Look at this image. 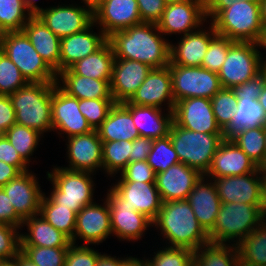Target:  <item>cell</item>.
<instances>
[{
  "mask_svg": "<svg viewBox=\"0 0 266 266\" xmlns=\"http://www.w3.org/2000/svg\"><path fill=\"white\" fill-rule=\"evenodd\" d=\"M185 1H191V0H164L166 4L170 3H179V2H185Z\"/></svg>",
  "mask_w": 266,
  "mask_h": 266,
  "instance_id": "72",
  "label": "cell"
},
{
  "mask_svg": "<svg viewBox=\"0 0 266 266\" xmlns=\"http://www.w3.org/2000/svg\"><path fill=\"white\" fill-rule=\"evenodd\" d=\"M211 104L215 120L223 131L235 115L237 97L232 89L222 88L211 98Z\"/></svg>",
  "mask_w": 266,
  "mask_h": 266,
  "instance_id": "45",
  "label": "cell"
},
{
  "mask_svg": "<svg viewBox=\"0 0 266 266\" xmlns=\"http://www.w3.org/2000/svg\"><path fill=\"white\" fill-rule=\"evenodd\" d=\"M20 173L15 166L0 161V188L16 178Z\"/></svg>",
  "mask_w": 266,
  "mask_h": 266,
  "instance_id": "60",
  "label": "cell"
},
{
  "mask_svg": "<svg viewBox=\"0 0 266 266\" xmlns=\"http://www.w3.org/2000/svg\"><path fill=\"white\" fill-rule=\"evenodd\" d=\"M112 234L119 241L137 242L142 240L147 231L153 228L152 221L144 214L127 205L111 187L106 190ZM150 227V228H149Z\"/></svg>",
  "mask_w": 266,
  "mask_h": 266,
  "instance_id": "11",
  "label": "cell"
},
{
  "mask_svg": "<svg viewBox=\"0 0 266 266\" xmlns=\"http://www.w3.org/2000/svg\"><path fill=\"white\" fill-rule=\"evenodd\" d=\"M154 139L139 136L132 141L130 162L145 161L152 149Z\"/></svg>",
  "mask_w": 266,
  "mask_h": 266,
  "instance_id": "58",
  "label": "cell"
},
{
  "mask_svg": "<svg viewBox=\"0 0 266 266\" xmlns=\"http://www.w3.org/2000/svg\"><path fill=\"white\" fill-rule=\"evenodd\" d=\"M0 50L19 68L28 82L57 81V74L36 52L22 31L4 33Z\"/></svg>",
  "mask_w": 266,
  "mask_h": 266,
  "instance_id": "9",
  "label": "cell"
},
{
  "mask_svg": "<svg viewBox=\"0 0 266 266\" xmlns=\"http://www.w3.org/2000/svg\"><path fill=\"white\" fill-rule=\"evenodd\" d=\"M111 187L127 205L144 214L152 222L157 218L163 201L155 183L115 181Z\"/></svg>",
  "mask_w": 266,
  "mask_h": 266,
  "instance_id": "26",
  "label": "cell"
},
{
  "mask_svg": "<svg viewBox=\"0 0 266 266\" xmlns=\"http://www.w3.org/2000/svg\"><path fill=\"white\" fill-rule=\"evenodd\" d=\"M264 58V70L266 71V55H263Z\"/></svg>",
  "mask_w": 266,
  "mask_h": 266,
  "instance_id": "75",
  "label": "cell"
},
{
  "mask_svg": "<svg viewBox=\"0 0 266 266\" xmlns=\"http://www.w3.org/2000/svg\"><path fill=\"white\" fill-rule=\"evenodd\" d=\"M58 2L45 7L37 15L43 23L60 39L88 28L94 22L93 9L80 2ZM61 3V4H60Z\"/></svg>",
  "mask_w": 266,
  "mask_h": 266,
  "instance_id": "12",
  "label": "cell"
},
{
  "mask_svg": "<svg viewBox=\"0 0 266 266\" xmlns=\"http://www.w3.org/2000/svg\"><path fill=\"white\" fill-rule=\"evenodd\" d=\"M50 171V172H49ZM46 172L52 184L46 193L56 204L78 213L84 206L95 202V174L87 171H72L54 166Z\"/></svg>",
  "mask_w": 266,
  "mask_h": 266,
  "instance_id": "6",
  "label": "cell"
},
{
  "mask_svg": "<svg viewBox=\"0 0 266 266\" xmlns=\"http://www.w3.org/2000/svg\"><path fill=\"white\" fill-rule=\"evenodd\" d=\"M97 131L102 142L133 141L140 136L132 114L121 103L114 104Z\"/></svg>",
  "mask_w": 266,
  "mask_h": 266,
  "instance_id": "33",
  "label": "cell"
},
{
  "mask_svg": "<svg viewBox=\"0 0 266 266\" xmlns=\"http://www.w3.org/2000/svg\"><path fill=\"white\" fill-rule=\"evenodd\" d=\"M213 181L221 202L266 206L265 187L258 168L246 175L219 177Z\"/></svg>",
  "mask_w": 266,
  "mask_h": 266,
  "instance_id": "17",
  "label": "cell"
},
{
  "mask_svg": "<svg viewBox=\"0 0 266 266\" xmlns=\"http://www.w3.org/2000/svg\"><path fill=\"white\" fill-rule=\"evenodd\" d=\"M20 228L0 224V261L15 258L21 250Z\"/></svg>",
  "mask_w": 266,
  "mask_h": 266,
  "instance_id": "50",
  "label": "cell"
},
{
  "mask_svg": "<svg viewBox=\"0 0 266 266\" xmlns=\"http://www.w3.org/2000/svg\"><path fill=\"white\" fill-rule=\"evenodd\" d=\"M136 255L129 256L123 263V266H146V257L144 254V257L138 258Z\"/></svg>",
  "mask_w": 266,
  "mask_h": 266,
  "instance_id": "63",
  "label": "cell"
},
{
  "mask_svg": "<svg viewBox=\"0 0 266 266\" xmlns=\"http://www.w3.org/2000/svg\"><path fill=\"white\" fill-rule=\"evenodd\" d=\"M97 27V28H96ZM97 29L96 32L93 29ZM108 37L93 22L88 28L60 40L59 72L99 50Z\"/></svg>",
  "mask_w": 266,
  "mask_h": 266,
  "instance_id": "24",
  "label": "cell"
},
{
  "mask_svg": "<svg viewBox=\"0 0 266 266\" xmlns=\"http://www.w3.org/2000/svg\"><path fill=\"white\" fill-rule=\"evenodd\" d=\"M99 252L93 246L71 244L68 247L64 266H96Z\"/></svg>",
  "mask_w": 266,
  "mask_h": 266,
  "instance_id": "52",
  "label": "cell"
},
{
  "mask_svg": "<svg viewBox=\"0 0 266 266\" xmlns=\"http://www.w3.org/2000/svg\"><path fill=\"white\" fill-rule=\"evenodd\" d=\"M261 179L263 180V183H266V158L265 160L258 166Z\"/></svg>",
  "mask_w": 266,
  "mask_h": 266,
  "instance_id": "67",
  "label": "cell"
},
{
  "mask_svg": "<svg viewBox=\"0 0 266 266\" xmlns=\"http://www.w3.org/2000/svg\"><path fill=\"white\" fill-rule=\"evenodd\" d=\"M264 187H265L264 192H265V205H266V183H264Z\"/></svg>",
  "mask_w": 266,
  "mask_h": 266,
  "instance_id": "76",
  "label": "cell"
},
{
  "mask_svg": "<svg viewBox=\"0 0 266 266\" xmlns=\"http://www.w3.org/2000/svg\"><path fill=\"white\" fill-rule=\"evenodd\" d=\"M155 178L156 173L147 163V160H145L128 163L127 166L118 174V176H113L111 179H113V181L115 179V181H140L143 183H155Z\"/></svg>",
  "mask_w": 266,
  "mask_h": 266,
  "instance_id": "51",
  "label": "cell"
},
{
  "mask_svg": "<svg viewBox=\"0 0 266 266\" xmlns=\"http://www.w3.org/2000/svg\"><path fill=\"white\" fill-rule=\"evenodd\" d=\"M151 70L148 64L115 58L110 82V91L115 103L129 101Z\"/></svg>",
  "mask_w": 266,
  "mask_h": 266,
  "instance_id": "25",
  "label": "cell"
},
{
  "mask_svg": "<svg viewBox=\"0 0 266 266\" xmlns=\"http://www.w3.org/2000/svg\"><path fill=\"white\" fill-rule=\"evenodd\" d=\"M39 214L70 239L74 237L77 213L56 204L45 192L41 198Z\"/></svg>",
  "mask_w": 266,
  "mask_h": 266,
  "instance_id": "37",
  "label": "cell"
},
{
  "mask_svg": "<svg viewBox=\"0 0 266 266\" xmlns=\"http://www.w3.org/2000/svg\"><path fill=\"white\" fill-rule=\"evenodd\" d=\"M157 249L150 254V257H146L150 266H193V250L165 245L162 247L160 245Z\"/></svg>",
  "mask_w": 266,
  "mask_h": 266,
  "instance_id": "44",
  "label": "cell"
},
{
  "mask_svg": "<svg viewBox=\"0 0 266 266\" xmlns=\"http://www.w3.org/2000/svg\"><path fill=\"white\" fill-rule=\"evenodd\" d=\"M132 141L102 142L103 174L112 178L130 163Z\"/></svg>",
  "mask_w": 266,
  "mask_h": 266,
  "instance_id": "39",
  "label": "cell"
},
{
  "mask_svg": "<svg viewBox=\"0 0 266 266\" xmlns=\"http://www.w3.org/2000/svg\"><path fill=\"white\" fill-rule=\"evenodd\" d=\"M122 255H120V257L115 256L112 254H108V253H102L97 260L96 266H123L124 261L129 257L128 254L127 256L125 255V257H121Z\"/></svg>",
  "mask_w": 266,
  "mask_h": 266,
  "instance_id": "61",
  "label": "cell"
},
{
  "mask_svg": "<svg viewBox=\"0 0 266 266\" xmlns=\"http://www.w3.org/2000/svg\"><path fill=\"white\" fill-rule=\"evenodd\" d=\"M146 266H150L147 259H146Z\"/></svg>",
  "mask_w": 266,
  "mask_h": 266,
  "instance_id": "77",
  "label": "cell"
},
{
  "mask_svg": "<svg viewBox=\"0 0 266 266\" xmlns=\"http://www.w3.org/2000/svg\"><path fill=\"white\" fill-rule=\"evenodd\" d=\"M25 228L27 231L22 232ZM20 230L21 246L69 247L72 244L67 235L54 228L40 214L23 220Z\"/></svg>",
  "mask_w": 266,
  "mask_h": 266,
  "instance_id": "31",
  "label": "cell"
},
{
  "mask_svg": "<svg viewBox=\"0 0 266 266\" xmlns=\"http://www.w3.org/2000/svg\"><path fill=\"white\" fill-rule=\"evenodd\" d=\"M0 266H17L16 257L9 260H1Z\"/></svg>",
  "mask_w": 266,
  "mask_h": 266,
  "instance_id": "69",
  "label": "cell"
},
{
  "mask_svg": "<svg viewBox=\"0 0 266 266\" xmlns=\"http://www.w3.org/2000/svg\"><path fill=\"white\" fill-rule=\"evenodd\" d=\"M51 120L53 133L62 139L93 131L79 110V99L68 95L57 84L52 91Z\"/></svg>",
  "mask_w": 266,
  "mask_h": 266,
  "instance_id": "13",
  "label": "cell"
},
{
  "mask_svg": "<svg viewBox=\"0 0 266 266\" xmlns=\"http://www.w3.org/2000/svg\"><path fill=\"white\" fill-rule=\"evenodd\" d=\"M93 16L95 25L107 37L143 23L137 0H104L93 9Z\"/></svg>",
  "mask_w": 266,
  "mask_h": 266,
  "instance_id": "19",
  "label": "cell"
},
{
  "mask_svg": "<svg viewBox=\"0 0 266 266\" xmlns=\"http://www.w3.org/2000/svg\"><path fill=\"white\" fill-rule=\"evenodd\" d=\"M28 83L19 68L0 50V95H10Z\"/></svg>",
  "mask_w": 266,
  "mask_h": 266,
  "instance_id": "47",
  "label": "cell"
},
{
  "mask_svg": "<svg viewBox=\"0 0 266 266\" xmlns=\"http://www.w3.org/2000/svg\"><path fill=\"white\" fill-rule=\"evenodd\" d=\"M68 165L61 167L72 171L103 172L102 140L98 131L64 138ZM66 166V167H65Z\"/></svg>",
  "mask_w": 266,
  "mask_h": 266,
  "instance_id": "16",
  "label": "cell"
},
{
  "mask_svg": "<svg viewBox=\"0 0 266 266\" xmlns=\"http://www.w3.org/2000/svg\"><path fill=\"white\" fill-rule=\"evenodd\" d=\"M5 137L9 140L12 146H14L20 157L29 166L30 164H34V162L37 161L33 157V154L39 148V144H42L44 142L41 140L45 138L37 130L16 123L5 132ZM31 156L32 158H34V160L31 158Z\"/></svg>",
  "mask_w": 266,
  "mask_h": 266,
  "instance_id": "38",
  "label": "cell"
},
{
  "mask_svg": "<svg viewBox=\"0 0 266 266\" xmlns=\"http://www.w3.org/2000/svg\"><path fill=\"white\" fill-rule=\"evenodd\" d=\"M23 219L16 213L5 191L0 188V224H7L21 229Z\"/></svg>",
  "mask_w": 266,
  "mask_h": 266,
  "instance_id": "56",
  "label": "cell"
},
{
  "mask_svg": "<svg viewBox=\"0 0 266 266\" xmlns=\"http://www.w3.org/2000/svg\"><path fill=\"white\" fill-rule=\"evenodd\" d=\"M56 84V82H29L10 94L16 124L37 130L43 136L53 132L51 100Z\"/></svg>",
  "mask_w": 266,
  "mask_h": 266,
  "instance_id": "3",
  "label": "cell"
},
{
  "mask_svg": "<svg viewBox=\"0 0 266 266\" xmlns=\"http://www.w3.org/2000/svg\"><path fill=\"white\" fill-rule=\"evenodd\" d=\"M266 219V206L221 203L215 226L208 233L210 242L238 245Z\"/></svg>",
  "mask_w": 266,
  "mask_h": 266,
  "instance_id": "4",
  "label": "cell"
},
{
  "mask_svg": "<svg viewBox=\"0 0 266 266\" xmlns=\"http://www.w3.org/2000/svg\"><path fill=\"white\" fill-rule=\"evenodd\" d=\"M233 43L234 41L227 37L216 34L210 41L207 52L203 57L201 67L218 73L226 59L229 47Z\"/></svg>",
  "mask_w": 266,
  "mask_h": 266,
  "instance_id": "49",
  "label": "cell"
},
{
  "mask_svg": "<svg viewBox=\"0 0 266 266\" xmlns=\"http://www.w3.org/2000/svg\"><path fill=\"white\" fill-rule=\"evenodd\" d=\"M173 121L190 131L223 134L215 120L209 98L192 97L176 102Z\"/></svg>",
  "mask_w": 266,
  "mask_h": 266,
  "instance_id": "18",
  "label": "cell"
},
{
  "mask_svg": "<svg viewBox=\"0 0 266 266\" xmlns=\"http://www.w3.org/2000/svg\"><path fill=\"white\" fill-rule=\"evenodd\" d=\"M111 80H98L74 74L69 68L57 74V85L68 95L81 99H113Z\"/></svg>",
  "mask_w": 266,
  "mask_h": 266,
  "instance_id": "32",
  "label": "cell"
},
{
  "mask_svg": "<svg viewBox=\"0 0 266 266\" xmlns=\"http://www.w3.org/2000/svg\"><path fill=\"white\" fill-rule=\"evenodd\" d=\"M102 1H104V0H80V2L86 4L87 6L91 7L92 9L97 7Z\"/></svg>",
  "mask_w": 266,
  "mask_h": 266,
  "instance_id": "68",
  "label": "cell"
},
{
  "mask_svg": "<svg viewBox=\"0 0 266 266\" xmlns=\"http://www.w3.org/2000/svg\"><path fill=\"white\" fill-rule=\"evenodd\" d=\"M3 35H4V32L0 29V45H1V41L3 39Z\"/></svg>",
  "mask_w": 266,
  "mask_h": 266,
  "instance_id": "74",
  "label": "cell"
},
{
  "mask_svg": "<svg viewBox=\"0 0 266 266\" xmlns=\"http://www.w3.org/2000/svg\"><path fill=\"white\" fill-rule=\"evenodd\" d=\"M5 136V131L0 128V139Z\"/></svg>",
  "mask_w": 266,
  "mask_h": 266,
  "instance_id": "73",
  "label": "cell"
},
{
  "mask_svg": "<svg viewBox=\"0 0 266 266\" xmlns=\"http://www.w3.org/2000/svg\"><path fill=\"white\" fill-rule=\"evenodd\" d=\"M236 1L243 0H205V12L207 21H211L221 10L230 7ZM260 1V0H246Z\"/></svg>",
  "mask_w": 266,
  "mask_h": 266,
  "instance_id": "59",
  "label": "cell"
},
{
  "mask_svg": "<svg viewBox=\"0 0 266 266\" xmlns=\"http://www.w3.org/2000/svg\"><path fill=\"white\" fill-rule=\"evenodd\" d=\"M259 104L263 107L265 113H266V83L262 89L261 94L259 95L258 98Z\"/></svg>",
  "mask_w": 266,
  "mask_h": 266,
  "instance_id": "66",
  "label": "cell"
},
{
  "mask_svg": "<svg viewBox=\"0 0 266 266\" xmlns=\"http://www.w3.org/2000/svg\"><path fill=\"white\" fill-rule=\"evenodd\" d=\"M22 32L46 64L58 74L61 39L38 16H32L22 28Z\"/></svg>",
  "mask_w": 266,
  "mask_h": 266,
  "instance_id": "30",
  "label": "cell"
},
{
  "mask_svg": "<svg viewBox=\"0 0 266 266\" xmlns=\"http://www.w3.org/2000/svg\"><path fill=\"white\" fill-rule=\"evenodd\" d=\"M127 102L140 106H154L173 112L175 101L169 65L164 68H152L136 93Z\"/></svg>",
  "mask_w": 266,
  "mask_h": 266,
  "instance_id": "20",
  "label": "cell"
},
{
  "mask_svg": "<svg viewBox=\"0 0 266 266\" xmlns=\"http://www.w3.org/2000/svg\"><path fill=\"white\" fill-rule=\"evenodd\" d=\"M186 200L189 202L199 224L209 233L215 226L222 203L214 181L203 175L188 194Z\"/></svg>",
  "mask_w": 266,
  "mask_h": 266,
  "instance_id": "28",
  "label": "cell"
},
{
  "mask_svg": "<svg viewBox=\"0 0 266 266\" xmlns=\"http://www.w3.org/2000/svg\"><path fill=\"white\" fill-rule=\"evenodd\" d=\"M169 136L179 161L205 175L211 166L213 156L223 134H209L190 131L178 126L174 121Z\"/></svg>",
  "mask_w": 266,
  "mask_h": 266,
  "instance_id": "7",
  "label": "cell"
},
{
  "mask_svg": "<svg viewBox=\"0 0 266 266\" xmlns=\"http://www.w3.org/2000/svg\"><path fill=\"white\" fill-rule=\"evenodd\" d=\"M205 22V0H191L166 4L157 26L165 37H180L199 29Z\"/></svg>",
  "mask_w": 266,
  "mask_h": 266,
  "instance_id": "14",
  "label": "cell"
},
{
  "mask_svg": "<svg viewBox=\"0 0 266 266\" xmlns=\"http://www.w3.org/2000/svg\"><path fill=\"white\" fill-rule=\"evenodd\" d=\"M33 170L20 173L2 189L7 194L16 213L23 219L39 214L40 202L44 191L38 175Z\"/></svg>",
  "mask_w": 266,
  "mask_h": 266,
  "instance_id": "21",
  "label": "cell"
},
{
  "mask_svg": "<svg viewBox=\"0 0 266 266\" xmlns=\"http://www.w3.org/2000/svg\"><path fill=\"white\" fill-rule=\"evenodd\" d=\"M20 251L37 266H64L68 247L21 246Z\"/></svg>",
  "mask_w": 266,
  "mask_h": 266,
  "instance_id": "46",
  "label": "cell"
},
{
  "mask_svg": "<svg viewBox=\"0 0 266 266\" xmlns=\"http://www.w3.org/2000/svg\"><path fill=\"white\" fill-rule=\"evenodd\" d=\"M131 114L134 125L142 137L158 139L169 135L173 112L154 106L121 103Z\"/></svg>",
  "mask_w": 266,
  "mask_h": 266,
  "instance_id": "29",
  "label": "cell"
},
{
  "mask_svg": "<svg viewBox=\"0 0 266 266\" xmlns=\"http://www.w3.org/2000/svg\"><path fill=\"white\" fill-rule=\"evenodd\" d=\"M237 245L209 242L194 251L193 266H237Z\"/></svg>",
  "mask_w": 266,
  "mask_h": 266,
  "instance_id": "36",
  "label": "cell"
},
{
  "mask_svg": "<svg viewBox=\"0 0 266 266\" xmlns=\"http://www.w3.org/2000/svg\"><path fill=\"white\" fill-rule=\"evenodd\" d=\"M260 126H266V113L258 99L237 98L235 115L223 130V136L231 138L241 130Z\"/></svg>",
  "mask_w": 266,
  "mask_h": 266,
  "instance_id": "35",
  "label": "cell"
},
{
  "mask_svg": "<svg viewBox=\"0 0 266 266\" xmlns=\"http://www.w3.org/2000/svg\"><path fill=\"white\" fill-rule=\"evenodd\" d=\"M169 69L175 103L192 97L211 99L222 89L218 74L201 66L169 65Z\"/></svg>",
  "mask_w": 266,
  "mask_h": 266,
  "instance_id": "10",
  "label": "cell"
},
{
  "mask_svg": "<svg viewBox=\"0 0 266 266\" xmlns=\"http://www.w3.org/2000/svg\"><path fill=\"white\" fill-rule=\"evenodd\" d=\"M113 99H81L79 110L93 130H97L114 106Z\"/></svg>",
  "mask_w": 266,
  "mask_h": 266,
  "instance_id": "48",
  "label": "cell"
},
{
  "mask_svg": "<svg viewBox=\"0 0 266 266\" xmlns=\"http://www.w3.org/2000/svg\"><path fill=\"white\" fill-rule=\"evenodd\" d=\"M237 266H261V265H254V264L248 263L239 257Z\"/></svg>",
  "mask_w": 266,
  "mask_h": 266,
  "instance_id": "70",
  "label": "cell"
},
{
  "mask_svg": "<svg viewBox=\"0 0 266 266\" xmlns=\"http://www.w3.org/2000/svg\"><path fill=\"white\" fill-rule=\"evenodd\" d=\"M27 10L32 16H37L44 8L38 5L37 0H24Z\"/></svg>",
  "mask_w": 266,
  "mask_h": 266,
  "instance_id": "62",
  "label": "cell"
},
{
  "mask_svg": "<svg viewBox=\"0 0 266 266\" xmlns=\"http://www.w3.org/2000/svg\"><path fill=\"white\" fill-rule=\"evenodd\" d=\"M179 162L177 152L173 147L169 135L154 139L152 149L147 157V163L156 174L167 170L170 166Z\"/></svg>",
  "mask_w": 266,
  "mask_h": 266,
  "instance_id": "43",
  "label": "cell"
},
{
  "mask_svg": "<svg viewBox=\"0 0 266 266\" xmlns=\"http://www.w3.org/2000/svg\"><path fill=\"white\" fill-rule=\"evenodd\" d=\"M115 56L107 41L95 53L75 62L69 69L77 75L98 80H111Z\"/></svg>",
  "mask_w": 266,
  "mask_h": 266,
  "instance_id": "34",
  "label": "cell"
},
{
  "mask_svg": "<svg viewBox=\"0 0 266 266\" xmlns=\"http://www.w3.org/2000/svg\"><path fill=\"white\" fill-rule=\"evenodd\" d=\"M237 247L241 259L254 265L266 266V219Z\"/></svg>",
  "mask_w": 266,
  "mask_h": 266,
  "instance_id": "41",
  "label": "cell"
},
{
  "mask_svg": "<svg viewBox=\"0 0 266 266\" xmlns=\"http://www.w3.org/2000/svg\"><path fill=\"white\" fill-rule=\"evenodd\" d=\"M0 161L15 166L21 173L30 170L29 165L20 157L5 136L0 139Z\"/></svg>",
  "mask_w": 266,
  "mask_h": 266,
  "instance_id": "55",
  "label": "cell"
},
{
  "mask_svg": "<svg viewBox=\"0 0 266 266\" xmlns=\"http://www.w3.org/2000/svg\"><path fill=\"white\" fill-rule=\"evenodd\" d=\"M266 83V71L263 70L259 75L249 81L233 87L232 90L237 98L258 99Z\"/></svg>",
  "mask_w": 266,
  "mask_h": 266,
  "instance_id": "54",
  "label": "cell"
},
{
  "mask_svg": "<svg viewBox=\"0 0 266 266\" xmlns=\"http://www.w3.org/2000/svg\"><path fill=\"white\" fill-rule=\"evenodd\" d=\"M260 14L264 29H266V0H260Z\"/></svg>",
  "mask_w": 266,
  "mask_h": 266,
  "instance_id": "65",
  "label": "cell"
},
{
  "mask_svg": "<svg viewBox=\"0 0 266 266\" xmlns=\"http://www.w3.org/2000/svg\"><path fill=\"white\" fill-rule=\"evenodd\" d=\"M115 58L136 60L151 68H164L170 64V40L157 24L142 23L112 33L108 37Z\"/></svg>",
  "mask_w": 266,
  "mask_h": 266,
  "instance_id": "1",
  "label": "cell"
},
{
  "mask_svg": "<svg viewBox=\"0 0 266 266\" xmlns=\"http://www.w3.org/2000/svg\"><path fill=\"white\" fill-rule=\"evenodd\" d=\"M101 201V204L95 201L86 205L77 213L72 244L78 245L80 240L84 243L80 245L98 246L113 236L108 202L105 198Z\"/></svg>",
  "mask_w": 266,
  "mask_h": 266,
  "instance_id": "15",
  "label": "cell"
},
{
  "mask_svg": "<svg viewBox=\"0 0 266 266\" xmlns=\"http://www.w3.org/2000/svg\"><path fill=\"white\" fill-rule=\"evenodd\" d=\"M202 176L196 169L179 162L157 173L155 184L163 202L186 200Z\"/></svg>",
  "mask_w": 266,
  "mask_h": 266,
  "instance_id": "27",
  "label": "cell"
},
{
  "mask_svg": "<svg viewBox=\"0 0 266 266\" xmlns=\"http://www.w3.org/2000/svg\"><path fill=\"white\" fill-rule=\"evenodd\" d=\"M265 136L266 126H260L241 130L230 139L259 166L266 158Z\"/></svg>",
  "mask_w": 266,
  "mask_h": 266,
  "instance_id": "40",
  "label": "cell"
},
{
  "mask_svg": "<svg viewBox=\"0 0 266 266\" xmlns=\"http://www.w3.org/2000/svg\"><path fill=\"white\" fill-rule=\"evenodd\" d=\"M210 22L218 35L234 42L261 44L264 36L260 1H236L221 10Z\"/></svg>",
  "mask_w": 266,
  "mask_h": 266,
  "instance_id": "5",
  "label": "cell"
},
{
  "mask_svg": "<svg viewBox=\"0 0 266 266\" xmlns=\"http://www.w3.org/2000/svg\"><path fill=\"white\" fill-rule=\"evenodd\" d=\"M261 44L234 42L228 50L218 77L222 88L232 89L253 79L264 70Z\"/></svg>",
  "mask_w": 266,
  "mask_h": 266,
  "instance_id": "8",
  "label": "cell"
},
{
  "mask_svg": "<svg viewBox=\"0 0 266 266\" xmlns=\"http://www.w3.org/2000/svg\"><path fill=\"white\" fill-rule=\"evenodd\" d=\"M258 166L230 138H224L213 156L212 163L204 175L209 179L242 176L254 172Z\"/></svg>",
  "mask_w": 266,
  "mask_h": 266,
  "instance_id": "23",
  "label": "cell"
},
{
  "mask_svg": "<svg viewBox=\"0 0 266 266\" xmlns=\"http://www.w3.org/2000/svg\"><path fill=\"white\" fill-rule=\"evenodd\" d=\"M152 225L168 247L195 251L210 242L208 233L199 224L187 200L163 202Z\"/></svg>",
  "mask_w": 266,
  "mask_h": 266,
  "instance_id": "2",
  "label": "cell"
},
{
  "mask_svg": "<svg viewBox=\"0 0 266 266\" xmlns=\"http://www.w3.org/2000/svg\"><path fill=\"white\" fill-rule=\"evenodd\" d=\"M32 17L24 0H0V29L6 32H21Z\"/></svg>",
  "mask_w": 266,
  "mask_h": 266,
  "instance_id": "42",
  "label": "cell"
},
{
  "mask_svg": "<svg viewBox=\"0 0 266 266\" xmlns=\"http://www.w3.org/2000/svg\"><path fill=\"white\" fill-rule=\"evenodd\" d=\"M17 266H37L30 259H28L21 251L16 256Z\"/></svg>",
  "mask_w": 266,
  "mask_h": 266,
  "instance_id": "64",
  "label": "cell"
},
{
  "mask_svg": "<svg viewBox=\"0 0 266 266\" xmlns=\"http://www.w3.org/2000/svg\"><path fill=\"white\" fill-rule=\"evenodd\" d=\"M139 14L143 23L157 24L166 7L164 0H137Z\"/></svg>",
  "mask_w": 266,
  "mask_h": 266,
  "instance_id": "53",
  "label": "cell"
},
{
  "mask_svg": "<svg viewBox=\"0 0 266 266\" xmlns=\"http://www.w3.org/2000/svg\"><path fill=\"white\" fill-rule=\"evenodd\" d=\"M261 48L264 50V52L262 53L263 55H266V29L264 31V36L261 42Z\"/></svg>",
  "mask_w": 266,
  "mask_h": 266,
  "instance_id": "71",
  "label": "cell"
},
{
  "mask_svg": "<svg viewBox=\"0 0 266 266\" xmlns=\"http://www.w3.org/2000/svg\"><path fill=\"white\" fill-rule=\"evenodd\" d=\"M209 26H208V24ZM216 31L210 21L199 29L184 36L177 37V43L170 41V64L185 67L201 66L203 57Z\"/></svg>",
  "mask_w": 266,
  "mask_h": 266,
  "instance_id": "22",
  "label": "cell"
},
{
  "mask_svg": "<svg viewBox=\"0 0 266 266\" xmlns=\"http://www.w3.org/2000/svg\"><path fill=\"white\" fill-rule=\"evenodd\" d=\"M15 123V110L9 95H0V128L6 132Z\"/></svg>",
  "mask_w": 266,
  "mask_h": 266,
  "instance_id": "57",
  "label": "cell"
}]
</instances>
